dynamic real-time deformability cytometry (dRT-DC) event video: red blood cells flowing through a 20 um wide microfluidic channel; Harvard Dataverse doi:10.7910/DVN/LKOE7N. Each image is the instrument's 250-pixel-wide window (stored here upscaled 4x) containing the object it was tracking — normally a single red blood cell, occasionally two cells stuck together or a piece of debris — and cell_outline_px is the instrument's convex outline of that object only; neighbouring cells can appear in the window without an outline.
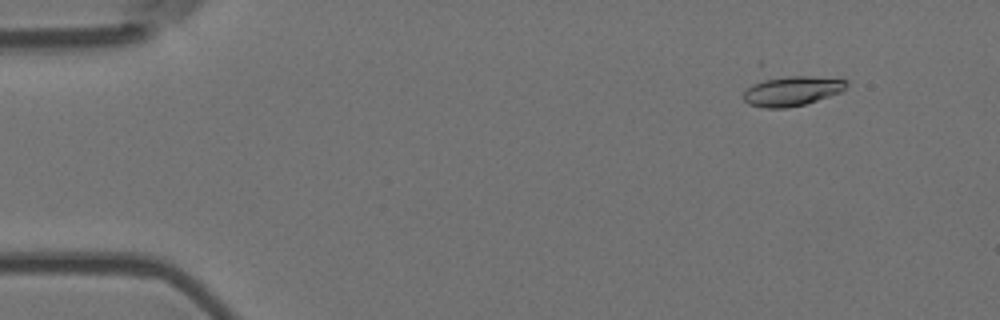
{"species": "Egyptian fruit bat (a non-hibernating species)", "species_latin": "Rousettus aegyptiacus", "temperature_condition": "room temperature", "stored_images_in_passage": 6, "camera_frame_rate_fps": 3000, "um_per_image_px": 0.085, "animal": {"sex": "female"}, "frame": {"image": 1, "passage_image": 2, "time_ms": 0.333, "image_size_px": [1000, 320], "cell_outline_px": [[848, 84], [840, 92], [804, 104], [784, 108], [764, 108], [748, 104], [740, 96], [752, 84], [768, 76], [808, 76], [848, 80]], "centroid_in_image_um": [67.23, 7.72], "position_along_channel_um": 17.8, "area_um2": 17.98}}
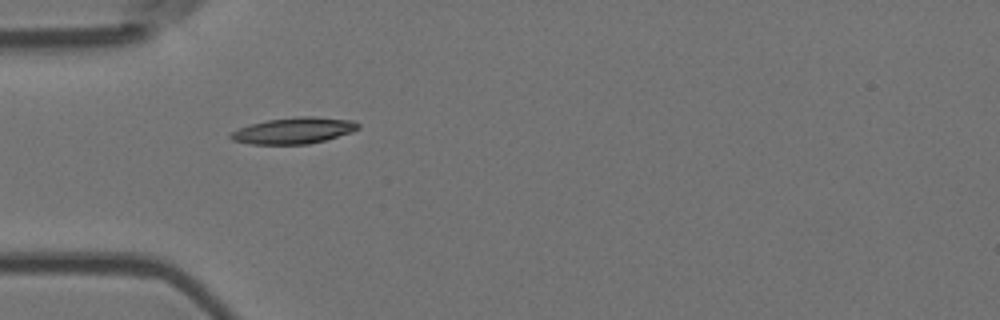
{"frame": {"image": 2, "passage_image": 5, "time_ms": 1.333, "image_size_px": [1000, 320], "cell_outline_px": [[360, 128], [352, 132], [324, 140], [308, 144], [252, 144], [232, 140], [228, 136], [232, 132], [240, 128], [252, 124], [268, 120], [300, 116], [312, 116], [352, 120], [360, 124]], "centroid_in_image_um": [25.0, 11.1], "position_along_channel_um": 60.0, "area_um2": 19.31}}
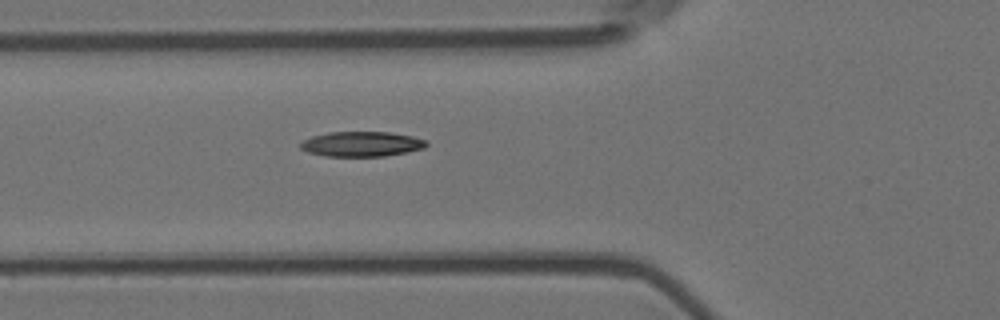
{"frame": {"image": 3, "passage_image": 6, "time_ms": 1.667, "image_size_px": [1000, 320], "cell_outline_px": [[428, 144], [424, 148], [408, 152], [384, 156], [324, 156], [308, 152], [300, 148], [300, 140], [312, 136], [328, 132], [388, 132], [412, 136], [428, 140]], "centroid_in_image_um": [30.73, 12.24], "position_along_channel_um": 95.1, "area_um2": 18.5}}